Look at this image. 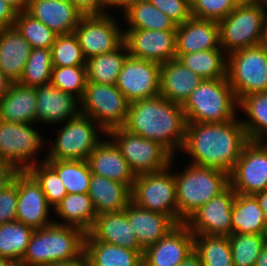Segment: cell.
Segmentation results:
<instances>
[{"instance_id": "30bf717a", "label": "cell", "mask_w": 267, "mask_h": 266, "mask_svg": "<svg viewBox=\"0 0 267 266\" xmlns=\"http://www.w3.org/2000/svg\"><path fill=\"white\" fill-rule=\"evenodd\" d=\"M169 169L136 175L131 202L142 209L169 216L178 224L176 182Z\"/></svg>"}, {"instance_id": "4dcf8cb0", "label": "cell", "mask_w": 267, "mask_h": 266, "mask_svg": "<svg viewBox=\"0 0 267 266\" xmlns=\"http://www.w3.org/2000/svg\"><path fill=\"white\" fill-rule=\"evenodd\" d=\"M56 216L65 223L55 222L62 225L73 226L88 233L95 223L97 213L88 193L67 194L54 209Z\"/></svg>"}, {"instance_id": "6da1fadb", "label": "cell", "mask_w": 267, "mask_h": 266, "mask_svg": "<svg viewBox=\"0 0 267 266\" xmlns=\"http://www.w3.org/2000/svg\"><path fill=\"white\" fill-rule=\"evenodd\" d=\"M238 118L222 123L187 122L182 150L193 158L191 164L230 174L249 141Z\"/></svg>"}, {"instance_id": "ba28073f", "label": "cell", "mask_w": 267, "mask_h": 266, "mask_svg": "<svg viewBox=\"0 0 267 266\" xmlns=\"http://www.w3.org/2000/svg\"><path fill=\"white\" fill-rule=\"evenodd\" d=\"M227 80L239 101L252 93L267 91V51L254 46L227 55Z\"/></svg>"}, {"instance_id": "f6af8a7d", "label": "cell", "mask_w": 267, "mask_h": 266, "mask_svg": "<svg viewBox=\"0 0 267 266\" xmlns=\"http://www.w3.org/2000/svg\"><path fill=\"white\" fill-rule=\"evenodd\" d=\"M50 83L81 100L87 84L86 66H53Z\"/></svg>"}, {"instance_id": "e0dca14e", "label": "cell", "mask_w": 267, "mask_h": 266, "mask_svg": "<svg viewBox=\"0 0 267 266\" xmlns=\"http://www.w3.org/2000/svg\"><path fill=\"white\" fill-rule=\"evenodd\" d=\"M130 56L159 64L176 59V30H124V41Z\"/></svg>"}, {"instance_id": "9f6ffc18", "label": "cell", "mask_w": 267, "mask_h": 266, "mask_svg": "<svg viewBox=\"0 0 267 266\" xmlns=\"http://www.w3.org/2000/svg\"><path fill=\"white\" fill-rule=\"evenodd\" d=\"M178 266H203L199 256L193 251Z\"/></svg>"}, {"instance_id": "8992f818", "label": "cell", "mask_w": 267, "mask_h": 266, "mask_svg": "<svg viewBox=\"0 0 267 266\" xmlns=\"http://www.w3.org/2000/svg\"><path fill=\"white\" fill-rule=\"evenodd\" d=\"M267 10L263 1L242 0L218 21L220 47L229 53L259 45Z\"/></svg>"}, {"instance_id": "681fc988", "label": "cell", "mask_w": 267, "mask_h": 266, "mask_svg": "<svg viewBox=\"0 0 267 266\" xmlns=\"http://www.w3.org/2000/svg\"><path fill=\"white\" fill-rule=\"evenodd\" d=\"M71 2L84 15L109 14L104 10L103 0H71Z\"/></svg>"}, {"instance_id": "91938a15", "label": "cell", "mask_w": 267, "mask_h": 266, "mask_svg": "<svg viewBox=\"0 0 267 266\" xmlns=\"http://www.w3.org/2000/svg\"><path fill=\"white\" fill-rule=\"evenodd\" d=\"M259 46L262 47L265 51H267V14H266L265 21L263 24V30L261 33Z\"/></svg>"}, {"instance_id": "7dc6e473", "label": "cell", "mask_w": 267, "mask_h": 266, "mask_svg": "<svg viewBox=\"0 0 267 266\" xmlns=\"http://www.w3.org/2000/svg\"><path fill=\"white\" fill-rule=\"evenodd\" d=\"M149 2L171 18L177 25L192 17L189 0H149Z\"/></svg>"}, {"instance_id": "60d3db41", "label": "cell", "mask_w": 267, "mask_h": 266, "mask_svg": "<svg viewBox=\"0 0 267 266\" xmlns=\"http://www.w3.org/2000/svg\"><path fill=\"white\" fill-rule=\"evenodd\" d=\"M228 238L233 266H255L256 260L266 244L265 235L232 233Z\"/></svg>"}, {"instance_id": "5bb4252c", "label": "cell", "mask_w": 267, "mask_h": 266, "mask_svg": "<svg viewBox=\"0 0 267 266\" xmlns=\"http://www.w3.org/2000/svg\"><path fill=\"white\" fill-rule=\"evenodd\" d=\"M110 14L84 15L74 34L86 59L114 51L124 41V31ZM122 30V31H121Z\"/></svg>"}, {"instance_id": "e7e4bbea", "label": "cell", "mask_w": 267, "mask_h": 266, "mask_svg": "<svg viewBox=\"0 0 267 266\" xmlns=\"http://www.w3.org/2000/svg\"><path fill=\"white\" fill-rule=\"evenodd\" d=\"M265 8H267V0H263Z\"/></svg>"}, {"instance_id": "c3c4849f", "label": "cell", "mask_w": 267, "mask_h": 266, "mask_svg": "<svg viewBox=\"0 0 267 266\" xmlns=\"http://www.w3.org/2000/svg\"><path fill=\"white\" fill-rule=\"evenodd\" d=\"M17 183L13 182L0 192V224L16 221Z\"/></svg>"}, {"instance_id": "b9f144b4", "label": "cell", "mask_w": 267, "mask_h": 266, "mask_svg": "<svg viewBox=\"0 0 267 266\" xmlns=\"http://www.w3.org/2000/svg\"><path fill=\"white\" fill-rule=\"evenodd\" d=\"M14 27L33 48L51 49L57 34L29 13H17Z\"/></svg>"}, {"instance_id": "94428289", "label": "cell", "mask_w": 267, "mask_h": 266, "mask_svg": "<svg viewBox=\"0 0 267 266\" xmlns=\"http://www.w3.org/2000/svg\"><path fill=\"white\" fill-rule=\"evenodd\" d=\"M255 266H267V244H265L256 260Z\"/></svg>"}, {"instance_id": "6125c7cd", "label": "cell", "mask_w": 267, "mask_h": 266, "mask_svg": "<svg viewBox=\"0 0 267 266\" xmlns=\"http://www.w3.org/2000/svg\"><path fill=\"white\" fill-rule=\"evenodd\" d=\"M14 265L15 264L11 260L0 256V266H14Z\"/></svg>"}, {"instance_id": "5b68a950", "label": "cell", "mask_w": 267, "mask_h": 266, "mask_svg": "<svg viewBox=\"0 0 267 266\" xmlns=\"http://www.w3.org/2000/svg\"><path fill=\"white\" fill-rule=\"evenodd\" d=\"M178 224L199 207L223 192L229 185V173L215 168L189 164L181 173H174Z\"/></svg>"}, {"instance_id": "9a60e30c", "label": "cell", "mask_w": 267, "mask_h": 266, "mask_svg": "<svg viewBox=\"0 0 267 266\" xmlns=\"http://www.w3.org/2000/svg\"><path fill=\"white\" fill-rule=\"evenodd\" d=\"M235 197L236 192L229 185L219 195L194 211L184 224L194 235L230 236Z\"/></svg>"}, {"instance_id": "d4e9b609", "label": "cell", "mask_w": 267, "mask_h": 266, "mask_svg": "<svg viewBox=\"0 0 267 266\" xmlns=\"http://www.w3.org/2000/svg\"><path fill=\"white\" fill-rule=\"evenodd\" d=\"M88 234L96 241L132 250H143L127 219L125 209L118 212L98 214Z\"/></svg>"}, {"instance_id": "816d5d0a", "label": "cell", "mask_w": 267, "mask_h": 266, "mask_svg": "<svg viewBox=\"0 0 267 266\" xmlns=\"http://www.w3.org/2000/svg\"><path fill=\"white\" fill-rule=\"evenodd\" d=\"M17 12L3 0H0V27H13Z\"/></svg>"}, {"instance_id": "1f68e13d", "label": "cell", "mask_w": 267, "mask_h": 266, "mask_svg": "<svg viewBox=\"0 0 267 266\" xmlns=\"http://www.w3.org/2000/svg\"><path fill=\"white\" fill-rule=\"evenodd\" d=\"M232 233L265 234L266 222L263 210L254 195L236 193L232 207Z\"/></svg>"}, {"instance_id": "484cf974", "label": "cell", "mask_w": 267, "mask_h": 266, "mask_svg": "<svg viewBox=\"0 0 267 266\" xmlns=\"http://www.w3.org/2000/svg\"><path fill=\"white\" fill-rule=\"evenodd\" d=\"M202 80L177 59L169 60L160 66L159 94L168 101L183 105Z\"/></svg>"}, {"instance_id": "8fae6325", "label": "cell", "mask_w": 267, "mask_h": 266, "mask_svg": "<svg viewBox=\"0 0 267 266\" xmlns=\"http://www.w3.org/2000/svg\"><path fill=\"white\" fill-rule=\"evenodd\" d=\"M98 129L106 134L94 120L81 113L66 121L45 160H87L102 141Z\"/></svg>"}, {"instance_id": "db71d44e", "label": "cell", "mask_w": 267, "mask_h": 266, "mask_svg": "<svg viewBox=\"0 0 267 266\" xmlns=\"http://www.w3.org/2000/svg\"><path fill=\"white\" fill-rule=\"evenodd\" d=\"M45 266H88L84 253L78 258L70 261L55 262Z\"/></svg>"}, {"instance_id": "e575fe53", "label": "cell", "mask_w": 267, "mask_h": 266, "mask_svg": "<svg viewBox=\"0 0 267 266\" xmlns=\"http://www.w3.org/2000/svg\"><path fill=\"white\" fill-rule=\"evenodd\" d=\"M239 109L245 111L248 120L241 123L251 141L267 140V91L252 93L239 100Z\"/></svg>"}, {"instance_id": "cb8c5ba5", "label": "cell", "mask_w": 267, "mask_h": 266, "mask_svg": "<svg viewBox=\"0 0 267 266\" xmlns=\"http://www.w3.org/2000/svg\"><path fill=\"white\" fill-rule=\"evenodd\" d=\"M125 214L143 250L155 244L177 225L169 216L142 209L132 202L125 208Z\"/></svg>"}, {"instance_id": "83f0119b", "label": "cell", "mask_w": 267, "mask_h": 266, "mask_svg": "<svg viewBox=\"0 0 267 266\" xmlns=\"http://www.w3.org/2000/svg\"><path fill=\"white\" fill-rule=\"evenodd\" d=\"M131 189L132 186L92 174L88 195L98 215L124 210L131 203Z\"/></svg>"}, {"instance_id": "ffe728a7", "label": "cell", "mask_w": 267, "mask_h": 266, "mask_svg": "<svg viewBox=\"0 0 267 266\" xmlns=\"http://www.w3.org/2000/svg\"><path fill=\"white\" fill-rule=\"evenodd\" d=\"M26 12L57 35L74 33L84 16L71 0H28Z\"/></svg>"}, {"instance_id": "f5cc1de1", "label": "cell", "mask_w": 267, "mask_h": 266, "mask_svg": "<svg viewBox=\"0 0 267 266\" xmlns=\"http://www.w3.org/2000/svg\"><path fill=\"white\" fill-rule=\"evenodd\" d=\"M138 0H103L104 2V9L107 7H121L123 10V13ZM106 6V7H105ZM111 6V7H110Z\"/></svg>"}, {"instance_id": "7a4b0ae2", "label": "cell", "mask_w": 267, "mask_h": 266, "mask_svg": "<svg viewBox=\"0 0 267 266\" xmlns=\"http://www.w3.org/2000/svg\"><path fill=\"white\" fill-rule=\"evenodd\" d=\"M123 127L162 144L174 155L184 146L187 120L182 105L168 101L159 94L129 103Z\"/></svg>"}, {"instance_id": "7bdbcfd3", "label": "cell", "mask_w": 267, "mask_h": 266, "mask_svg": "<svg viewBox=\"0 0 267 266\" xmlns=\"http://www.w3.org/2000/svg\"><path fill=\"white\" fill-rule=\"evenodd\" d=\"M27 172L41 186L47 203L54 210L68 194L58 173L46 161L37 162Z\"/></svg>"}, {"instance_id": "ee69618b", "label": "cell", "mask_w": 267, "mask_h": 266, "mask_svg": "<svg viewBox=\"0 0 267 266\" xmlns=\"http://www.w3.org/2000/svg\"><path fill=\"white\" fill-rule=\"evenodd\" d=\"M52 65L56 67L86 66V57L74 33L57 35L51 47Z\"/></svg>"}, {"instance_id": "ab89813d", "label": "cell", "mask_w": 267, "mask_h": 266, "mask_svg": "<svg viewBox=\"0 0 267 266\" xmlns=\"http://www.w3.org/2000/svg\"><path fill=\"white\" fill-rule=\"evenodd\" d=\"M52 69L51 49L33 48L18 83L26 87L49 84L51 82Z\"/></svg>"}, {"instance_id": "7c38bea8", "label": "cell", "mask_w": 267, "mask_h": 266, "mask_svg": "<svg viewBox=\"0 0 267 266\" xmlns=\"http://www.w3.org/2000/svg\"><path fill=\"white\" fill-rule=\"evenodd\" d=\"M43 138L32 128V123L0 120V160L7 161L18 171H27L36 164Z\"/></svg>"}, {"instance_id": "680465c9", "label": "cell", "mask_w": 267, "mask_h": 266, "mask_svg": "<svg viewBox=\"0 0 267 266\" xmlns=\"http://www.w3.org/2000/svg\"><path fill=\"white\" fill-rule=\"evenodd\" d=\"M11 81L5 76V74L0 70V99L8 91Z\"/></svg>"}, {"instance_id": "7402d4cb", "label": "cell", "mask_w": 267, "mask_h": 266, "mask_svg": "<svg viewBox=\"0 0 267 266\" xmlns=\"http://www.w3.org/2000/svg\"><path fill=\"white\" fill-rule=\"evenodd\" d=\"M221 49L218 21L192 16L176 29V54Z\"/></svg>"}, {"instance_id": "74e56055", "label": "cell", "mask_w": 267, "mask_h": 266, "mask_svg": "<svg viewBox=\"0 0 267 266\" xmlns=\"http://www.w3.org/2000/svg\"><path fill=\"white\" fill-rule=\"evenodd\" d=\"M194 252L199 256L203 266H233L227 236L194 235Z\"/></svg>"}, {"instance_id": "2e32d148", "label": "cell", "mask_w": 267, "mask_h": 266, "mask_svg": "<svg viewBox=\"0 0 267 266\" xmlns=\"http://www.w3.org/2000/svg\"><path fill=\"white\" fill-rule=\"evenodd\" d=\"M161 64L128 55L115 86L129 103L151 98L160 93Z\"/></svg>"}, {"instance_id": "f546056e", "label": "cell", "mask_w": 267, "mask_h": 266, "mask_svg": "<svg viewBox=\"0 0 267 266\" xmlns=\"http://www.w3.org/2000/svg\"><path fill=\"white\" fill-rule=\"evenodd\" d=\"M143 251L96 241L85 234L84 256L88 266H143Z\"/></svg>"}, {"instance_id": "d6a6232c", "label": "cell", "mask_w": 267, "mask_h": 266, "mask_svg": "<svg viewBox=\"0 0 267 266\" xmlns=\"http://www.w3.org/2000/svg\"><path fill=\"white\" fill-rule=\"evenodd\" d=\"M176 59L203 79L227 78V54L222 49L176 54Z\"/></svg>"}, {"instance_id": "f35d334b", "label": "cell", "mask_w": 267, "mask_h": 266, "mask_svg": "<svg viewBox=\"0 0 267 266\" xmlns=\"http://www.w3.org/2000/svg\"><path fill=\"white\" fill-rule=\"evenodd\" d=\"M59 175L68 194L89 192L92 175L87 160H45Z\"/></svg>"}, {"instance_id": "11a10c76", "label": "cell", "mask_w": 267, "mask_h": 266, "mask_svg": "<svg viewBox=\"0 0 267 266\" xmlns=\"http://www.w3.org/2000/svg\"><path fill=\"white\" fill-rule=\"evenodd\" d=\"M256 197L259 206L263 210L264 216H265V222L267 226V190L260 191L254 194Z\"/></svg>"}, {"instance_id": "d590c367", "label": "cell", "mask_w": 267, "mask_h": 266, "mask_svg": "<svg viewBox=\"0 0 267 266\" xmlns=\"http://www.w3.org/2000/svg\"><path fill=\"white\" fill-rule=\"evenodd\" d=\"M123 15L129 26L128 29L157 31L177 29V24L161 10L153 6L149 0L136 1L123 13Z\"/></svg>"}, {"instance_id": "d6986e66", "label": "cell", "mask_w": 267, "mask_h": 266, "mask_svg": "<svg viewBox=\"0 0 267 266\" xmlns=\"http://www.w3.org/2000/svg\"><path fill=\"white\" fill-rule=\"evenodd\" d=\"M193 251L194 234L184 223L177 224L143 251V266H178Z\"/></svg>"}, {"instance_id": "f907efd6", "label": "cell", "mask_w": 267, "mask_h": 266, "mask_svg": "<svg viewBox=\"0 0 267 266\" xmlns=\"http://www.w3.org/2000/svg\"><path fill=\"white\" fill-rule=\"evenodd\" d=\"M19 171L7 161L0 160V192L13 182Z\"/></svg>"}, {"instance_id": "9c48e42d", "label": "cell", "mask_w": 267, "mask_h": 266, "mask_svg": "<svg viewBox=\"0 0 267 266\" xmlns=\"http://www.w3.org/2000/svg\"><path fill=\"white\" fill-rule=\"evenodd\" d=\"M128 108L129 102L115 84L87 82L80 100V113L94 120L106 133L125 125Z\"/></svg>"}, {"instance_id": "f1b7e54d", "label": "cell", "mask_w": 267, "mask_h": 266, "mask_svg": "<svg viewBox=\"0 0 267 266\" xmlns=\"http://www.w3.org/2000/svg\"><path fill=\"white\" fill-rule=\"evenodd\" d=\"M36 103V87L11 83L0 99V120L33 124L36 122Z\"/></svg>"}, {"instance_id": "836d02e7", "label": "cell", "mask_w": 267, "mask_h": 266, "mask_svg": "<svg viewBox=\"0 0 267 266\" xmlns=\"http://www.w3.org/2000/svg\"><path fill=\"white\" fill-rule=\"evenodd\" d=\"M128 55V49L126 44L123 42L114 51L103 53L87 59V82H94L98 84H115L123 67V63Z\"/></svg>"}, {"instance_id": "bcb514c9", "label": "cell", "mask_w": 267, "mask_h": 266, "mask_svg": "<svg viewBox=\"0 0 267 266\" xmlns=\"http://www.w3.org/2000/svg\"><path fill=\"white\" fill-rule=\"evenodd\" d=\"M242 0H193L192 16L200 19L220 21L225 18Z\"/></svg>"}, {"instance_id": "be15d7a7", "label": "cell", "mask_w": 267, "mask_h": 266, "mask_svg": "<svg viewBox=\"0 0 267 266\" xmlns=\"http://www.w3.org/2000/svg\"><path fill=\"white\" fill-rule=\"evenodd\" d=\"M265 242H266V244H267V227H266V230H265Z\"/></svg>"}, {"instance_id": "6f0895ef", "label": "cell", "mask_w": 267, "mask_h": 266, "mask_svg": "<svg viewBox=\"0 0 267 266\" xmlns=\"http://www.w3.org/2000/svg\"><path fill=\"white\" fill-rule=\"evenodd\" d=\"M10 5L17 13L25 12L28 6V0H3Z\"/></svg>"}, {"instance_id": "52a82bcc", "label": "cell", "mask_w": 267, "mask_h": 266, "mask_svg": "<svg viewBox=\"0 0 267 266\" xmlns=\"http://www.w3.org/2000/svg\"><path fill=\"white\" fill-rule=\"evenodd\" d=\"M106 135L120 149L135 176L159 172L173 164V154L162 144L131 133L124 127L113 128Z\"/></svg>"}, {"instance_id": "ac0fdd59", "label": "cell", "mask_w": 267, "mask_h": 266, "mask_svg": "<svg viewBox=\"0 0 267 266\" xmlns=\"http://www.w3.org/2000/svg\"><path fill=\"white\" fill-rule=\"evenodd\" d=\"M13 180L17 183L18 194L16 221L34 230L54 222L48 220L51 207L37 181L27 171H19Z\"/></svg>"}, {"instance_id": "3957f363", "label": "cell", "mask_w": 267, "mask_h": 266, "mask_svg": "<svg viewBox=\"0 0 267 266\" xmlns=\"http://www.w3.org/2000/svg\"><path fill=\"white\" fill-rule=\"evenodd\" d=\"M85 232L52 222L33 232L20 266H45L78 259L84 253Z\"/></svg>"}, {"instance_id": "4316f807", "label": "cell", "mask_w": 267, "mask_h": 266, "mask_svg": "<svg viewBox=\"0 0 267 266\" xmlns=\"http://www.w3.org/2000/svg\"><path fill=\"white\" fill-rule=\"evenodd\" d=\"M32 47L13 27H0V70L12 82L22 77Z\"/></svg>"}, {"instance_id": "277c9868", "label": "cell", "mask_w": 267, "mask_h": 266, "mask_svg": "<svg viewBox=\"0 0 267 266\" xmlns=\"http://www.w3.org/2000/svg\"><path fill=\"white\" fill-rule=\"evenodd\" d=\"M239 101L227 78L203 79L182 105L187 122L222 123L236 117Z\"/></svg>"}, {"instance_id": "44dd1931", "label": "cell", "mask_w": 267, "mask_h": 266, "mask_svg": "<svg viewBox=\"0 0 267 266\" xmlns=\"http://www.w3.org/2000/svg\"><path fill=\"white\" fill-rule=\"evenodd\" d=\"M36 98V122L62 123L80 114V100L51 83L36 87Z\"/></svg>"}, {"instance_id": "603a6c76", "label": "cell", "mask_w": 267, "mask_h": 266, "mask_svg": "<svg viewBox=\"0 0 267 266\" xmlns=\"http://www.w3.org/2000/svg\"><path fill=\"white\" fill-rule=\"evenodd\" d=\"M87 162L92 174L133 186L135 174L111 138L110 141H101L90 153Z\"/></svg>"}, {"instance_id": "8d00e7d4", "label": "cell", "mask_w": 267, "mask_h": 266, "mask_svg": "<svg viewBox=\"0 0 267 266\" xmlns=\"http://www.w3.org/2000/svg\"><path fill=\"white\" fill-rule=\"evenodd\" d=\"M34 231L19 221L0 224V256L19 264Z\"/></svg>"}, {"instance_id": "4fadbf2b", "label": "cell", "mask_w": 267, "mask_h": 266, "mask_svg": "<svg viewBox=\"0 0 267 266\" xmlns=\"http://www.w3.org/2000/svg\"><path fill=\"white\" fill-rule=\"evenodd\" d=\"M230 186L241 195L267 190V144L249 140L229 174Z\"/></svg>"}]
</instances>
